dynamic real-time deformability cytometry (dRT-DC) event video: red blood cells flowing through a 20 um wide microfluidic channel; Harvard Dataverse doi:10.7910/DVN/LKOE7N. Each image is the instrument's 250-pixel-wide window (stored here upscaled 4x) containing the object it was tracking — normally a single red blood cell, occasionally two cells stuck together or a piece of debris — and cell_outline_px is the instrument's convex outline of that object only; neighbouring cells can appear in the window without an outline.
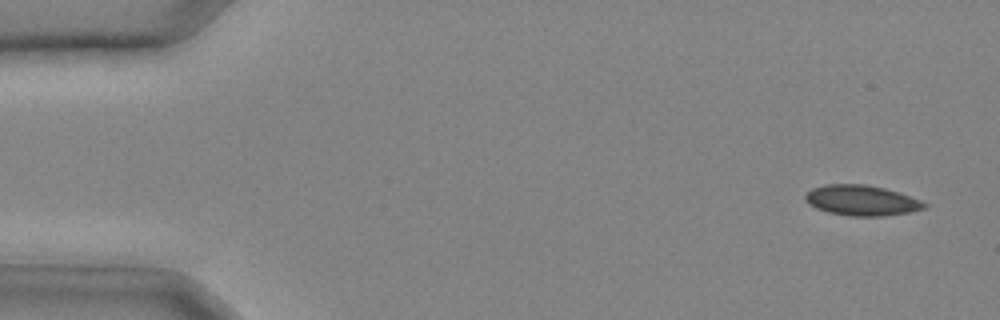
{"species": "common noctule bat (a hibernating species)", "species_latin": "Nyctalus noctula", "temperature_condition": "cold", "stored_images_in_passage": 32, "camera_frame_rate_fps": 3000, "um_per_image_px": 0.085, "animal": {"sex": "male", "body_mass_g": 20.4}, "frame": {"image": 1, "passage_image": 2, "time_ms": 0.333, "image_size_px": [1000, 320], "cell_outline_px": [[928, 204], [924, 208], [908, 212], [884, 216], [852, 216], [828, 212], [816, 208], [808, 204], [804, 200], [804, 196], [812, 188], [824, 184], [864, 184], [884, 188], [920, 200]], "centroid_in_image_um": [73.18, 17.03], "position_along_channel_um": 11.8, "area_um2": 20.92}}
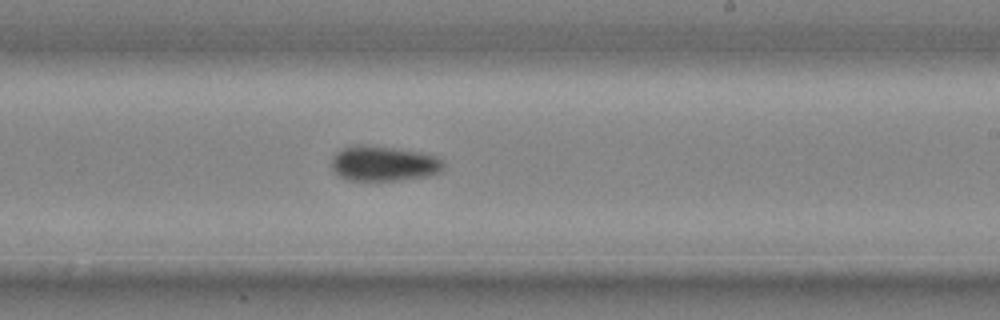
{"frame": {"image": 2, "passage_image": 20, "time_ms": 6.333, "image_size_px": [1000, 320], "cell_outline_px": [[444, 168], [440, 172], [428, 176], [400, 180], [348, 180], [336, 176], [332, 168], [332, 156], [336, 152], [344, 148], [356, 144], [360, 144], [392, 148], [420, 152], [440, 156], [444, 160]], "centroid_in_image_um": [32.63, 13.9], "position_along_channel_um": 256.4, "area_um2": 23.18}}
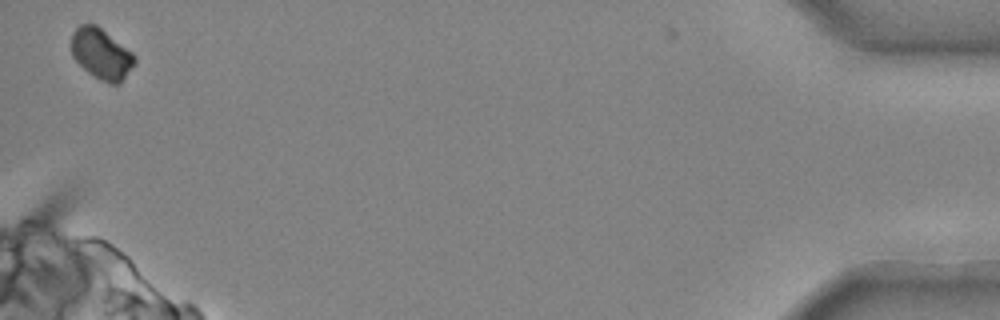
{"frame": {"image": 3, "passage_image": 32, "time_ms": 10.333, "image_size_px": [1000, 320], "cell_outline_px": [[136, 64], [120, 84], [112, 84], [100, 80], [88, 72], [72, 56], [72, 32], [80, 24], [96, 24], [132, 52], [136, 56]], "centroid_in_image_um": [8.65, 4.59], "position_along_channel_um": 426.6, "area_um2": 18.67}}